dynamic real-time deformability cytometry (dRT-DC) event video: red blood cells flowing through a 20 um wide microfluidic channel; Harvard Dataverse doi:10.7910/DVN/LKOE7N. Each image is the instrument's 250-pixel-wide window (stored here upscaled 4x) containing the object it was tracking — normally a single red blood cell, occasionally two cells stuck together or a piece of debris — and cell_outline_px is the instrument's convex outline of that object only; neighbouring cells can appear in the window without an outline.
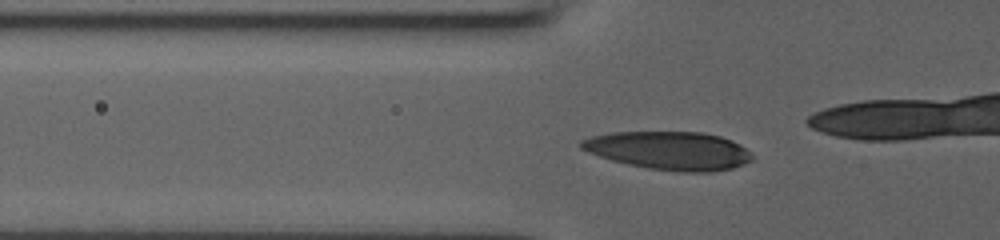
{"species": "human", "species_latin": "Homo sapiens", "temperature_condition": "room temperature", "stored_images_in_passage": 34, "camera_frame_rate_fps": 3000, "um_per_image_px": 0.085, "donor": {"sex": "male"}, "frame": {"image": 1, "passage_image": 11, "time_ms": 3.333, "image_size_px": [1000, 240], "cell_outline_px": [[752, 160], [744, 164], [732, 168], [712, 172], [680, 172], [648, 168], [628, 164], [612, 160], [588, 152], [580, 148], [576, 144], [580, 140], [592, 136], [612, 132], [700, 132], [720, 136], [732, 140], [740, 144], [752, 156]], "centroid_in_image_um": [56.85, 12.8], "position_along_channel_um": 68.9, "area_um2": 38.15}}
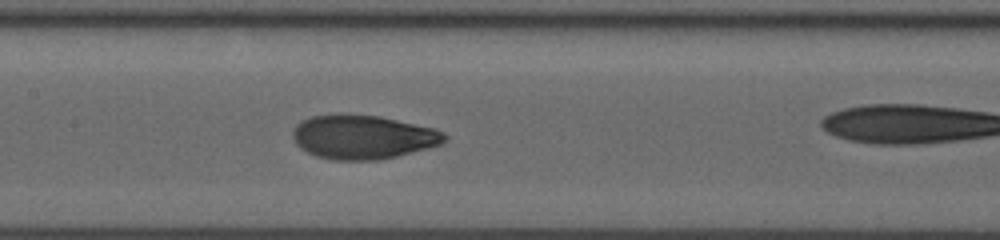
{"frame": {"image": 2, "passage_image": 19, "time_ms": 6.0, "image_size_px": [1000, 240], "cell_outline_px": [[448, 136], [440, 144], [428, 148], [380, 160], [336, 160], [316, 156], [300, 148], [296, 144], [292, 136], [292, 132], [296, 124], [312, 116], [340, 112], [380, 116], [436, 128], [444, 132]], "centroid_in_image_um": [30.84, 11.62], "position_along_channel_um": 176.6, "area_um2": 39.36}}
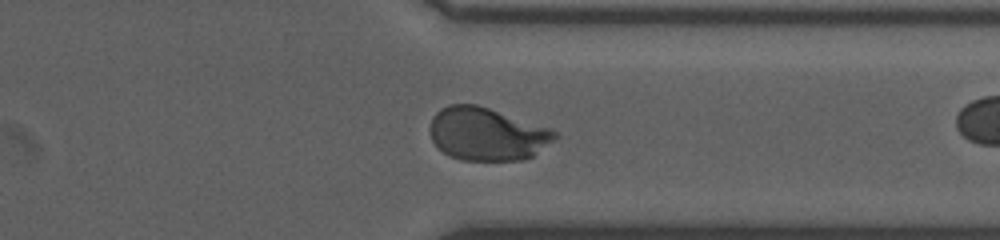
{"frame": {"image": 3, "passage_image": 33, "time_ms": 10.667, "image_size_px": [1000, 240], "cell_outline_px": [[560, 136], [532, 156], [524, 160], [460, 160], [448, 156], [436, 148], [432, 140], [432, 116], [440, 108], [448, 104], [476, 104], [552, 128], [560, 132]], "centroid_in_image_um": [41.42, 11.39], "position_along_channel_um": 370.0, "area_um2": 38.84}}